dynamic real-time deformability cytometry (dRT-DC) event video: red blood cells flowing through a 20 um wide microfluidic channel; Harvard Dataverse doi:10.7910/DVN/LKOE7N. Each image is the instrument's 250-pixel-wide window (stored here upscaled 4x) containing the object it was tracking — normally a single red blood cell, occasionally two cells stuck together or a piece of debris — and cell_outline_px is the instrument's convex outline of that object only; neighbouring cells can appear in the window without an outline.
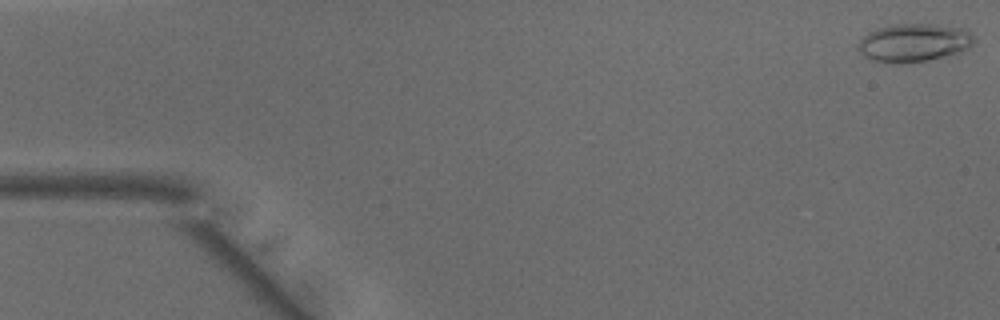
{"species": "common noctule bat (a hibernating species)", "species_latin": "Nyctalus noctula", "temperature_condition": "warm", "stored_images_in_passage": 44, "camera_frame_rate_fps": 3000, "um_per_image_px": 0.085, "animal": {"sex": "male", "body_mass_g": 15.6}, "frame": {"image": 1, "passage_image": 1, "time_ms": 0.0, "image_size_px": [1000, 320], "cell_outline_px": [[976, 40], [968, 48], [956, 56], [900, 64], [868, 60], [856, 48], [856, 44], [868, 32], [880, 28], [896, 24], [932, 24], [964, 28]], "centroid_in_image_um": [77.69, 3.66], "position_along_channel_um": 7.3, "area_um2": 26.24}}
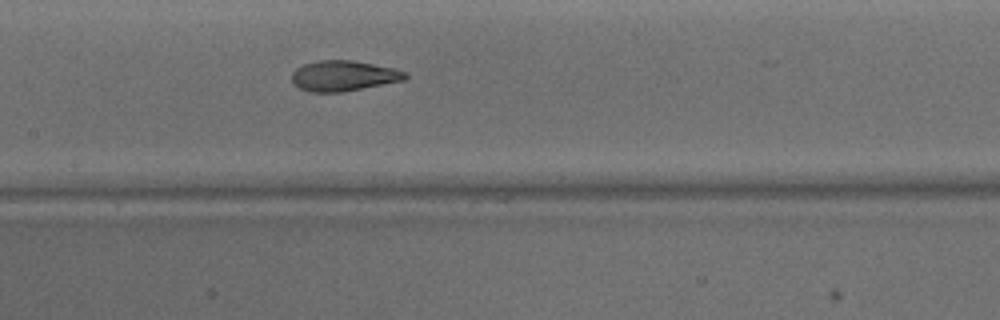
{"frame": {"image": 2, "passage_image": 23, "time_ms": 7.333, "image_size_px": [1000, 320], "cell_outline_px": [[408, 76], [404, 80], [340, 92], [312, 92], [300, 88], [292, 80], [292, 72], [296, 68], [304, 64], [316, 60], [352, 60], [392, 68], [408, 72]], "centroid_in_image_um": [29.19, 6.43], "position_along_channel_um": 178.2, "area_um2": 19.88}}
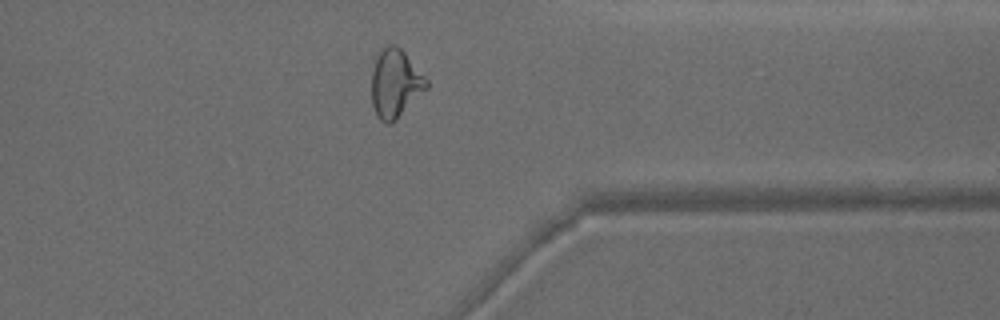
{"frame": {"image": 3, "passage_image": 38, "time_ms": 12.333, "image_size_px": [1000, 320], "cell_outline_px": [[428, 88], [392, 124], [388, 124], [380, 120], [376, 116], [372, 104], [372, 72], [376, 56], [388, 44], [396, 44], [404, 52], [428, 80]], "centroid_in_image_um": [33.6, 7.12], "position_along_channel_um": 377.8, "area_um2": 21.85}, "authors_computed_cell_mechanics": {"area_um2": 21.7617, "velocity_mm_per_s": 4.1434, "shape_relaxation_time_tau1_ms": 10.8821, "shape_relaxation_time_tau2_ms": 1.1945, "deformation_change_tau1": 0.3231, "deformation_change_tau2": 0.0802}}